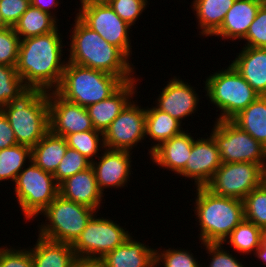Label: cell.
Masks as SVG:
<instances>
[{
	"instance_id": "cell-3",
	"label": "cell",
	"mask_w": 266,
	"mask_h": 267,
	"mask_svg": "<svg viewBox=\"0 0 266 267\" xmlns=\"http://www.w3.org/2000/svg\"><path fill=\"white\" fill-rule=\"evenodd\" d=\"M16 137L17 144L35 146L49 132L48 92L27 87L0 108Z\"/></svg>"
},
{
	"instance_id": "cell-44",
	"label": "cell",
	"mask_w": 266,
	"mask_h": 267,
	"mask_svg": "<svg viewBox=\"0 0 266 267\" xmlns=\"http://www.w3.org/2000/svg\"><path fill=\"white\" fill-rule=\"evenodd\" d=\"M30 3L32 6L40 9L43 12L49 13L51 15H53L50 11V7L51 9L55 8L58 5V1L57 0H30Z\"/></svg>"
},
{
	"instance_id": "cell-31",
	"label": "cell",
	"mask_w": 266,
	"mask_h": 267,
	"mask_svg": "<svg viewBox=\"0 0 266 267\" xmlns=\"http://www.w3.org/2000/svg\"><path fill=\"white\" fill-rule=\"evenodd\" d=\"M262 230L254 223L244 219L234 228L223 244L227 242L241 254H249L251 252L255 254L260 247ZM228 239L229 241H227Z\"/></svg>"
},
{
	"instance_id": "cell-48",
	"label": "cell",
	"mask_w": 266,
	"mask_h": 267,
	"mask_svg": "<svg viewBox=\"0 0 266 267\" xmlns=\"http://www.w3.org/2000/svg\"><path fill=\"white\" fill-rule=\"evenodd\" d=\"M7 27H10V26L5 22V20L2 17V14L0 12V30H3Z\"/></svg>"
},
{
	"instance_id": "cell-35",
	"label": "cell",
	"mask_w": 266,
	"mask_h": 267,
	"mask_svg": "<svg viewBox=\"0 0 266 267\" xmlns=\"http://www.w3.org/2000/svg\"><path fill=\"white\" fill-rule=\"evenodd\" d=\"M91 166V162L87 160L82 154L77 150L68 147L65 156L58 165L55 173L53 174L55 181L60 185L70 176L86 170Z\"/></svg>"
},
{
	"instance_id": "cell-18",
	"label": "cell",
	"mask_w": 266,
	"mask_h": 267,
	"mask_svg": "<svg viewBox=\"0 0 266 267\" xmlns=\"http://www.w3.org/2000/svg\"><path fill=\"white\" fill-rule=\"evenodd\" d=\"M59 194L70 201L95 209L102 203L104 193L98 187L92 166L70 176L59 185Z\"/></svg>"
},
{
	"instance_id": "cell-50",
	"label": "cell",
	"mask_w": 266,
	"mask_h": 267,
	"mask_svg": "<svg viewBox=\"0 0 266 267\" xmlns=\"http://www.w3.org/2000/svg\"><path fill=\"white\" fill-rule=\"evenodd\" d=\"M261 5H266V0H257Z\"/></svg>"
},
{
	"instance_id": "cell-46",
	"label": "cell",
	"mask_w": 266,
	"mask_h": 267,
	"mask_svg": "<svg viewBox=\"0 0 266 267\" xmlns=\"http://www.w3.org/2000/svg\"><path fill=\"white\" fill-rule=\"evenodd\" d=\"M255 255L266 264V229L262 230L260 247L256 250Z\"/></svg>"
},
{
	"instance_id": "cell-23",
	"label": "cell",
	"mask_w": 266,
	"mask_h": 267,
	"mask_svg": "<svg viewBox=\"0 0 266 267\" xmlns=\"http://www.w3.org/2000/svg\"><path fill=\"white\" fill-rule=\"evenodd\" d=\"M100 260L104 267H155V249L132 240L130 235Z\"/></svg>"
},
{
	"instance_id": "cell-45",
	"label": "cell",
	"mask_w": 266,
	"mask_h": 267,
	"mask_svg": "<svg viewBox=\"0 0 266 267\" xmlns=\"http://www.w3.org/2000/svg\"><path fill=\"white\" fill-rule=\"evenodd\" d=\"M70 267H104L101 260L76 258Z\"/></svg>"
},
{
	"instance_id": "cell-11",
	"label": "cell",
	"mask_w": 266,
	"mask_h": 267,
	"mask_svg": "<svg viewBox=\"0 0 266 267\" xmlns=\"http://www.w3.org/2000/svg\"><path fill=\"white\" fill-rule=\"evenodd\" d=\"M263 167L252 162L222 163L205 186L216 195L243 200L262 184Z\"/></svg>"
},
{
	"instance_id": "cell-13",
	"label": "cell",
	"mask_w": 266,
	"mask_h": 267,
	"mask_svg": "<svg viewBox=\"0 0 266 267\" xmlns=\"http://www.w3.org/2000/svg\"><path fill=\"white\" fill-rule=\"evenodd\" d=\"M146 109L130 101L103 133L104 146L131 151L146 136Z\"/></svg>"
},
{
	"instance_id": "cell-6",
	"label": "cell",
	"mask_w": 266,
	"mask_h": 267,
	"mask_svg": "<svg viewBox=\"0 0 266 267\" xmlns=\"http://www.w3.org/2000/svg\"><path fill=\"white\" fill-rule=\"evenodd\" d=\"M204 89L207 92L205 96L221 110L216 120H231L259 97L232 64L227 69L210 74Z\"/></svg>"
},
{
	"instance_id": "cell-38",
	"label": "cell",
	"mask_w": 266,
	"mask_h": 267,
	"mask_svg": "<svg viewBox=\"0 0 266 267\" xmlns=\"http://www.w3.org/2000/svg\"><path fill=\"white\" fill-rule=\"evenodd\" d=\"M147 3L148 0H109L108 4L123 21L132 26L147 7Z\"/></svg>"
},
{
	"instance_id": "cell-8",
	"label": "cell",
	"mask_w": 266,
	"mask_h": 267,
	"mask_svg": "<svg viewBox=\"0 0 266 267\" xmlns=\"http://www.w3.org/2000/svg\"><path fill=\"white\" fill-rule=\"evenodd\" d=\"M14 190L27 220L41 214L59 195V185L53 174L45 172L32 161L18 174Z\"/></svg>"
},
{
	"instance_id": "cell-4",
	"label": "cell",
	"mask_w": 266,
	"mask_h": 267,
	"mask_svg": "<svg viewBox=\"0 0 266 267\" xmlns=\"http://www.w3.org/2000/svg\"><path fill=\"white\" fill-rule=\"evenodd\" d=\"M195 214L200 225L201 244L223 243L244 219L243 201L219 196L206 187H196Z\"/></svg>"
},
{
	"instance_id": "cell-14",
	"label": "cell",
	"mask_w": 266,
	"mask_h": 267,
	"mask_svg": "<svg viewBox=\"0 0 266 267\" xmlns=\"http://www.w3.org/2000/svg\"><path fill=\"white\" fill-rule=\"evenodd\" d=\"M49 131L57 136L93 130L86 107L69 102L54 90L48 91Z\"/></svg>"
},
{
	"instance_id": "cell-17",
	"label": "cell",
	"mask_w": 266,
	"mask_h": 267,
	"mask_svg": "<svg viewBox=\"0 0 266 267\" xmlns=\"http://www.w3.org/2000/svg\"><path fill=\"white\" fill-rule=\"evenodd\" d=\"M194 90L188 83L175 77L162 89L155 107L182 123L183 118L198 108L199 98Z\"/></svg>"
},
{
	"instance_id": "cell-20",
	"label": "cell",
	"mask_w": 266,
	"mask_h": 267,
	"mask_svg": "<svg viewBox=\"0 0 266 267\" xmlns=\"http://www.w3.org/2000/svg\"><path fill=\"white\" fill-rule=\"evenodd\" d=\"M231 64L259 96H266V48L245 46Z\"/></svg>"
},
{
	"instance_id": "cell-33",
	"label": "cell",
	"mask_w": 266,
	"mask_h": 267,
	"mask_svg": "<svg viewBox=\"0 0 266 267\" xmlns=\"http://www.w3.org/2000/svg\"><path fill=\"white\" fill-rule=\"evenodd\" d=\"M245 220L266 229V186L262 183L243 200Z\"/></svg>"
},
{
	"instance_id": "cell-36",
	"label": "cell",
	"mask_w": 266,
	"mask_h": 267,
	"mask_svg": "<svg viewBox=\"0 0 266 267\" xmlns=\"http://www.w3.org/2000/svg\"><path fill=\"white\" fill-rule=\"evenodd\" d=\"M20 37L13 27L0 30V64L16 67Z\"/></svg>"
},
{
	"instance_id": "cell-32",
	"label": "cell",
	"mask_w": 266,
	"mask_h": 267,
	"mask_svg": "<svg viewBox=\"0 0 266 267\" xmlns=\"http://www.w3.org/2000/svg\"><path fill=\"white\" fill-rule=\"evenodd\" d=\"M65 139L68 147L77 150L91 163L94 161L93 157H97L99 149L105 148L103 132L96 129L69 134Z\"/></svg>"
},
{
	"instance_id": "cell-26",
	"label": "cell",
	"mask_w": 266,
	"mask_h": 267,
	"mask_svg": "<svg viewBox=\"0 0 266 267\" xmlns=\"http://www.w3.org/2000/svg\"><path fill=\"white\" fill-rule=\"evenodd\" d=\"M231 121L266 148V96H259Z\"/></svg>"
},
{
	"instance_id": "cell-24",
	"label": "cell",
	"mask_w": 266,
	"mask_h": 267,
	"mask_svg": "<svg viewBox=\"0 0 266 267\" xmlns=\"http://www.w3.org/2000/svg\"><path fill=\"white\" fill-rule=\"evenodd\" d=\"M32 249L33 267H70L76 259L71 244L52 241L38 235Z\"/></svg>"
},
{
	"instance_id": "cell-49",
	"label": "cell",
	"mask_w": 266,
	"mask_h": 267,
	"mask_svg": "<svg viewBox=\"0 0 266 267\" xmlns=\"http://www.w3.org/2000/svg\"><path fill=\"white\" fill-rule=\"evenodd\" d=\"M262 183L266 186V162L263 164Z\"/></svg>"
},
{
	"instance_id": "cell-1",
	"label": "cell",
	"mask_w": 266,
	"mask_h": 267,
	"mask_svg": "<svg viewBox=\"0 0 266 267\" xmlns=\"http://www.w3.org/2000/svg\"><path fill=\"white\" fill-rule=\"evenodd\" d=\"M58 32L20 40L16 71L27 87L48 92L59 86L67 61L61 59L64 46Z\"/></svg>"
},
{
	"instance_id": "cell-40",
	"label": "cell",
	"mask_w": 266,
	"mask_h": 267,
	"mask_svg": "<svg viewBox=\"0 0 266 267\" xmlns=\"http://www.w3.org/2000/svg\"><path fill=\"white\" fill-rule=\"evenodd\" d=\"M207 253L210 254L211 262L207 267H245L228 250H224L223 243H206ZM228 251V252H227Z\"/></svg>"
},
{
	"instance_id": "cell-39",
	"label": "cell",
	"mask_w": 266,
	"mask_h": 267,
	"mask_svg": "<svg viewBox=\"0 0 266 267\" xmlns=\"http://www.w3.org/2000/svg\"><path fill=\"white\" fill-rule=\"evenodd\" d=\"M244 40H247L245 46L266 48V5L260 6Z\"/></svg>"
},
{
	"instance_id": "cell-47",
	"label": "cell",
	"mask_w": 266,
	"mask_h": 267,
	"mask_svg": "<svg viewBox=\"0 0 266 267\" xmlns=\"http://www.w3.org/2000/svg\"><path fill=\"white\" fill-rule=\"evenodd\" d=\"M81 8L92 4H108L109 0H80Z\"/></svg>"
},
{
	"instance_id": "cell-10",
	"label": "cell",
	"mask_w": 266,
	"mask_h": 267,
	"mask_svg": "<svg viewBox=\"0 0 266 267\" xmlns=\"http://www.w3.org/2000/svg\"><path fill=\"white\" fill-rule=\"evenodd\" d=\"M95 215L72 244L76 258L100 260L130 236L128 231L113 220L97 218Z\"/></svg>"
},
{
	"instance_id": "cell-25",
	"label": "cell",
	"mask_w": 266,
	"mask_h": 267,
	"mask_svg": "<svg viewBox=\"0 0 266 267\" xmlns=\"http://www.w3.org/2000/svg\"><path fill=\"white\" fill-rule=\"evenodd\" d=\"M68 148L66 139L50 131L31 148V161L45 172L54 174Z\"/></svg>"
},
{
	"instance_id": "cell-19",
	"label": "cell",
	"mask_w": 266,
	"mask_h": 267,
	"mask_svg": "<svg viewBox=\"0 0 266 267\" xmlns=\"http://www.w3.org/2000/svg\"><path fill=\"white\" fill-rule=\"evenodd\" d=\"M136 81L138 80L124 82L108 98L87 107L94 129L103 133L106 131L110 124L131 101L130 98L136 94Z\"/></svg>"
},
{
	"instance_id": "cell-16",
	"label": "cell",
	"mask_w": 266,
	"mask_h": 267,
	"mask_svg": "<svg viewBox=\"0 0 266 267\" xmlns=\"http://www.w3.org/2000/svg\"><path fill=\"white\" fill-rule=\"evenodd\" d=\"M105 152L98 156L100 161H93L91 166L94 169L96 181L100 191L105 188L124 187L131 175V154L126 150L103 149Z\"/></svg>"
},
{
	"instance_id": "cell-43",
	"label": "cell",
	"mask_w": 266,
	"mask_h": 267,
	"mask_svg": "<svg viewBox=\"0 0 266 267\" xmlns=\"http://www.w3.org/2000/svg\"><path fill=\"white\" fill-rule=\"evenodd\" d=\"M17 145L16 137L6 116L0 110V150Z\"/></svg>"
},
{
	"instance_id": "cell-7",
	"label": "cell",
	"mask_w": 266,
	"mask_h": 267,
	"mask_svg": "<svg viewBox=\"0 0 266 267\" xmlns=\"http://www.w3.org/2000/svg\"><path fill=\"white\" fill-rule=\"evenodd\" d=\"M98 211L63 198L60 194L41 212L48 219L39 227V236L73 244ZM47 223V224H46Z\"/></svg>"
},
{
	"instance_id": "cell-9",
	"label": "cell",
	"mask_w": 266,
	"mask_h": 267,
	"mask_svg": "<svg viewBox=\"0 0 266 267\" xmlns=\"http://www.w3.org/2000/svg\"><path fill=\"white\" fill-rule=\"evenodd\" d=\"M212 133L222 163L252 162L263 164L266 161V148L231 120H216Z\"/></svg>"
},
{
	"instance_id": "cell-27",
	"label": "cell",
	"mask_w": 266,
	"mask_h": 267,
	"mask_svg": "<svg viewBox=\"0 0 266 267\" xmlns=\"http://www.w3.org/2000/svg\"><path fill=\"white\" fill-rule=\"evenodd\" d=\"M235 0H194L193 11L198 19L201 35L212 36L223 23Z\"/></svg>"
},
{
	"instance_id": "cell-15",
	"label": "cell",
	"mask_w": 266,
	"mask_h": 267,
	"mask_svg": "<svg viewBox=\"0 0 266 267\" xmlns=\"http://www.w3.org/2000/svg\"><path fill=\"white\" fill-rule=\"evenodd\" d=\"M217 144L210 135L207 139L194 140L190 158L180 175L194 179L196 187H205L221 166Z\"/></svg>"
},
{
	"instance_id": "cell-12",
	"label": "cell",
	"mask_w": 266,
	"mask_h": 267,
	"mask_svg": "<svg viewBox=\"0 0 266 267\" xmlns=\"http://www.w3.org/2000/svg\"><path fill=\"white\" fill-rule=\"evenodd\" d=\"M76 15L109 44L118 47L128 58L131 56L132 46L129 38L131 27L114 12L109 4L82 7Z\"/></svg>"
},
{
	"instance_id": "cell-5",
	"label": "cell",
	"mask_w": 266,
	"mask_h": 267,
	"mask_svg": "<svg viewBox=\"0 0 266 267\" xmlns=\"http://www.w3.org/2000/svg\"><path fill=\"white\" fill-rule=\"evenodd\" d=\"M123 83L118 76L67 62L54 91L65 100L87 108L108 98Z\"/></svg>"
},
{
	"instance_id": "cell-28",
	"label": "cell",
	"mask_w": 266,
	"mask_h": 267,
	"mask_svg": "<svg viewBox=\"0 0 266 267\" xmlns=\"http://www.w3.org/2000/svg\"><path fill=\"white\" fill-rule=\"evenodd\" d=\"M181 122L171 117L168 113L162 112L156 107L146 108V135L157 141L151 146L149 154L161 143L177 136L183 132Z\"/></svg>"
},
{
	"instance_id": "cell-42",
	"label": "cell",
	"mask_w": 266,
	"mask_h": 267,
	"mask_svg": "<svg viewBox=\"0 0 266 267\" xmlns=\"http://www.w3.org/2000/svg\"><path fill=\"white\" fill-rule=\"evenodd\" d=\"M30 5V0H0V12L5 22L14 27Z\"/></svg>"
},
{
	"instance_id": "cell-2",
	"label": "cell",
	"mask_w": 266,
	"mask_h": 267,
	"mask_svg": "<svg viewBox=\"0 0 266 267\" xmlns=\"http://www.w3.org/2000/svg\"><path fill=\"white\" fill-rule=\"evenodd\" d=\"M68 62L118 76L123 82L135 80L134 66L116 46L91 30L77 16L74 20Z\"/></svg>"
},
{
	"instance_id": "cell-29",
	"label": "cell",
	"mask_w": 266,
	"mask_h": 267,
	"mask_svg": "<svg viewBox=\"0 0 266 267\" xmlns=\"http://www.w3.org/2000/svg\"><path fill=\"white\" fill-rule=\"evenodd\" d=\"M56 20L55 14L51 15L30 5L13 28L20 40L27 39L55 31L58 27Z\"/></svg>"
},
{
	"instance_id": "cell-37",
	"label": "cell",
	"mask_w": 266,
	"mask_h": 267,
	"mask_svg": "<svg viewBox=\"0 0 266 267\" xmlns=\"http://www.w3.org/2000/svg\"><path fill=\"white\" fill-rule=\"evenodd\" d=\"M161 252V253H159ZM193 253H190L185 250H175V249H164V251H160L157 249L155 250V267L157 265H161L160 262L164 265V267H202L200 266L192 255ZM160 263V264H159Z\"/></svg>"
},
{
	"instance_id": "cell-34",
	"label": "cell",
	"mask_w": 266,
	"mask_h": 267,
	"mask_svg": "<svg viewBox=\"0 0 266 267\" xmlns=\"http://www.w3.org/2000/svg\"><path fill=\"white\" fill-rule=\"evenodd\" d=\"M26 88L16 67L0 64V108L7 105Z\"/></svg>"
},
{
	"instance_id": "cell-30",
	"label": "cell",
	"mask_w": 266,
	"mask_h": 267,
	"mask_svg": "<svg viewBox=\"0 0 266 267\" xmlns=\"http://www.w3.org/2000/svg\"><path fill=\"white\" fill-rule=\"evenodd\" d=\"M26 159L31 162V147L17 144L0 150V181L11 179L15 183L18 174L25 167Z\"/></svg>"
},
{
	"instance_id": "cell-21",
	"label": "cell",
	"mask_w": 266,
	"mask_h": 267,
	"mask_svg": "<svg viewBox=\"0 0 266 267\" xmlns=\"http://www.w3.org/2000/svg\"><path fill=\"white\" fill-rule=\"evenodd\" d=\"M194 138L183 131L161 143L150 154L152 162L180 174L190 158Z\"/></svg>"
},
{
	"instance_id": "cell-41",
	"label": "cell",
	"mask_w": 266,
	"mask_h": 267,
	"mask_svg": "<svg viewBox=\"0 0 266 267\" xmlns=\"http://www.w3.org/2000/svg\"><path fill=\"white\" fill-rule=\"evenodd\" d=\"M0 267H33L30 250L0 248Z\"/></svg>"
},
{
	"instance_id": "cell-22",
	"label": "cell",
	"mask_w": 266,
	"mask_h": 267,
	"mask_svg": "<svg viewBox=\"0 0 266 267\" xmlns=\"http://www.w3.org/2000/svg\"><path fill=\"white\" fill-rule=\"evenodd\" d=\"M261 4L257 0H235L227 11L221 27L212 36L223 39H244Z\"/></svg>"
}]
</instances>
